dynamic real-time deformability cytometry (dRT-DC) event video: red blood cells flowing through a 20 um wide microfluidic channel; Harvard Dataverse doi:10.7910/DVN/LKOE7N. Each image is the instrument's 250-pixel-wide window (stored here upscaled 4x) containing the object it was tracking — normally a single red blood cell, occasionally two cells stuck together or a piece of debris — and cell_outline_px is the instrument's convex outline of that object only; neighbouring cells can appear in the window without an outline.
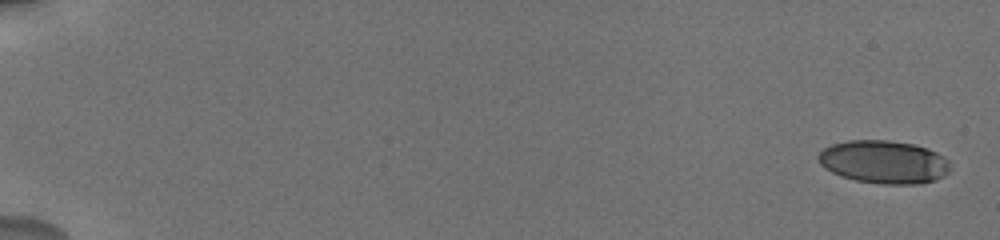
{"species": "human", "species_latin": "Homo sapiens", "temperature_condition": "cold", "stored_images_in_passage": 37, "camera_frame_rate_fps": 3000, "um_per_image_px": 0.085, "donor": {"sex": "male"}, "frame": {"image": 1, "passage_image": 1, "time_ms": 0.0, "image_size_px": [1000, 240], "cell_outline_px": [[948, 172], [944, 176], [936, 180], [920, 184], [880, 184], [856, 180], [840, 176], [824, 168], [820, 164], [816, 156], [824, 148], [832, 144], [848, 140], [888, 140], [912, 144], [928, 148], [944, 156], [948, 160]], "centroid_in_image_um": [75.11, 13.77], "position_along_channel_um": 9.9, "area_um2": 33.23}}
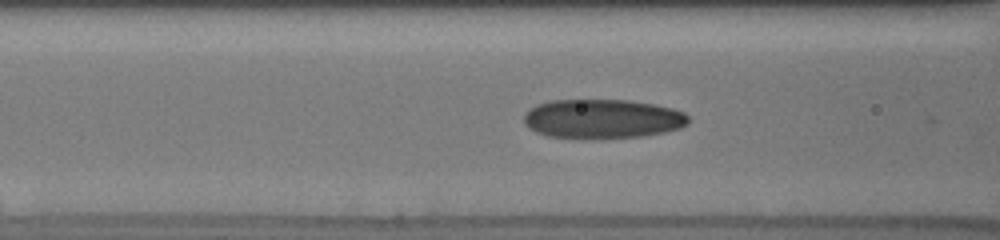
{"frame": {"image": 2, "passage_image": 17, "time_ms": 8.0, "image_size_px": [1000, 240], "cell_outline_px": [[688, 124], [680, 128], [664, 132], [644, 136], [592, 140], [580, 140], [548, 136], [536, 132], [524, 124], [524, 116], [532, 108], [548, 100], [628, 100], [652, 104], [672, 108], [684, 112], [688, 116]], "centroid_in_image_um": [51.21, 10.13], "position_along_channel_um": 115.4, "area_um2": 38.15}}
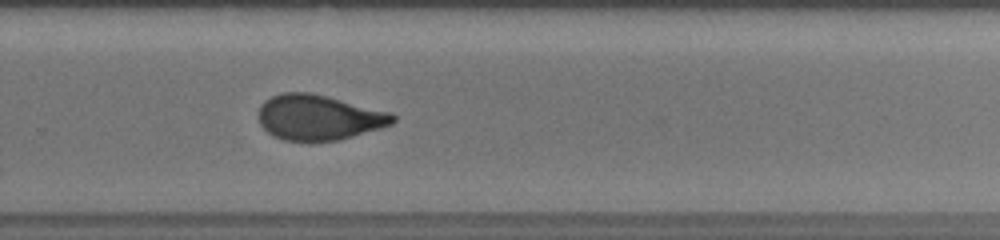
{"frame": {"image": 3, "passage_image": 27, "time_ms": 13.0, "image_size_px": [1000, 240], "cell_outline_px": [[396, 120], [392, 124], [380, 128], [340, 140], [308, 144], [284, 140], [272, 136], [260, 124], [260, 104], [264, 100], [280, 92], [312, 92], [392, 112], [396, 116]], "centroid_in_image_um": [27.1, 10.0], "position_along_channel_um": 302.7, "area_um2": 36.3}, "authors_computed_cell_mechanics": {"area_um2": 35.4314, "velocity_mm_per_s": 3.7592, "shape_relaxation_time_tau1_ms": 5.8067, "shape_relaxation_time_tau2_ms": 1.1005, "deformation_change_tau1": 0.1805, "deformation_change_tau2": 0.0692}}